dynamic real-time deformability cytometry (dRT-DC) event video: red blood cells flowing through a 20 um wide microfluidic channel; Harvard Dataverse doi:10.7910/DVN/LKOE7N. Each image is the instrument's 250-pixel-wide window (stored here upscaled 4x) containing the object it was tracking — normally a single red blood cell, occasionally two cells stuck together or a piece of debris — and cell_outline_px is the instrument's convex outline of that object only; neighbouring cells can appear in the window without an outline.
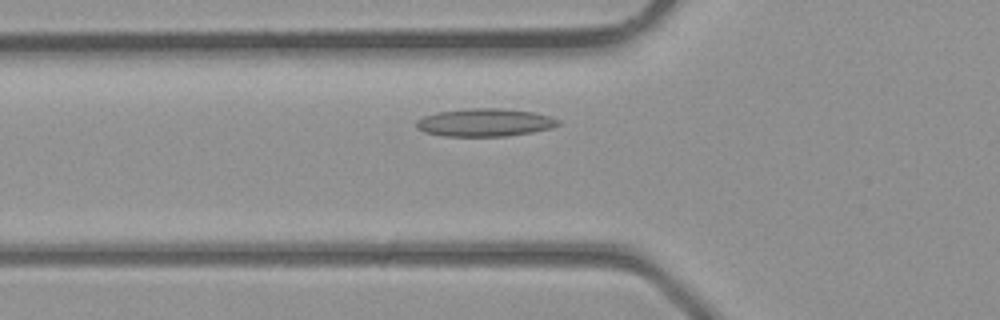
{"species": "common noctule bat (a hibernating species)", "species_latin": "Nyctalus noctula", "temperature_condition": "room temperature", "stored_images_in_passage": 32, "camera_frame_rate_fps": 3000, "um_per_image_px": 0.085, "animal": {"sex": "male", "body_mass_g": 23.1, "forearm_length_mm": 52.7}, "frame": {"image": 1, "passage_image": 7, "time_ms": 2.0, "image_size_px": [1000, 320], "cell_outline_px": [[560, 124], [552, 128], [532, 132], [508, 136], [444, 136], [424, 132], [416, 128], [416, 120], [424, 116], [436, 112], [472, 108], [500, 108], [532, 112], [552, 116], [560, 120]], "centroid_in_image_um": [41.22, 10.41], "position_along_channel_um": 84.6, "area_um2": 23.18}}
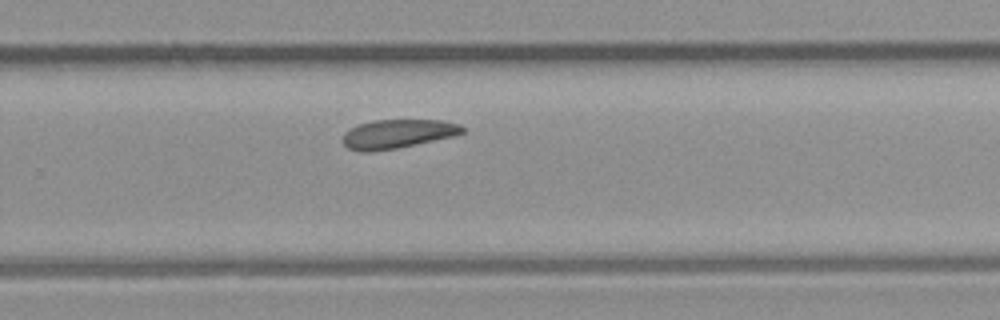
{"frame": {"image": 2, "passage_image": 19, "time_ms": 6.0, "image_size_px": [1000, 320], "cell_outline_px": [[464, 132], [456, 136], [396, 148], [368, 152], [364, 152], [348, 148], [344, 144], [344, 132], [360, 124], [372, 120], [444, 120], [460, 124], [464, 128]], "centroid_in_image_um": [33.85, 11.37], "position_along_channel_um": 296.0, "area_um2": 20.06}}
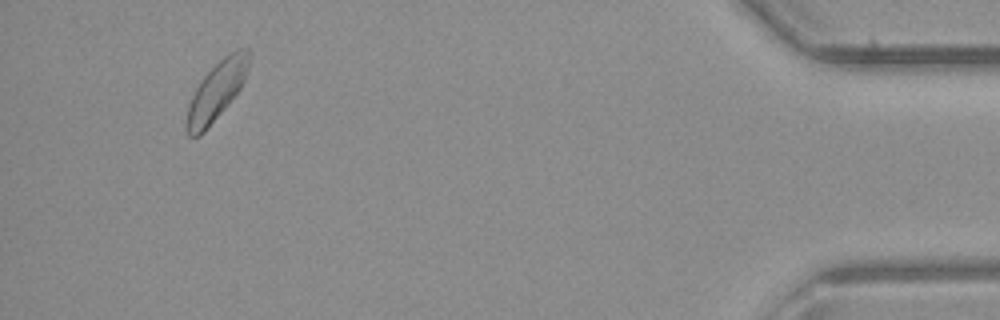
{"frame": {"image": 3, "passage_image": 30, "time_ms": 9.667, "image_size_px": [1000, 320], "cell_outline_px": [[252, 56], [244, 80], [240, 88], [224, 108], [204, 132], [200, 136], [188, 136], [184, 128], [184, 124], [188, 104], [196, 88], [204, 76], [224, 56], [236, 48], [248, 48]], "centroid_in_image_um": [18.4, 7.72], "position_along_channel_um": 416.8, "area_um2": 21.21}}